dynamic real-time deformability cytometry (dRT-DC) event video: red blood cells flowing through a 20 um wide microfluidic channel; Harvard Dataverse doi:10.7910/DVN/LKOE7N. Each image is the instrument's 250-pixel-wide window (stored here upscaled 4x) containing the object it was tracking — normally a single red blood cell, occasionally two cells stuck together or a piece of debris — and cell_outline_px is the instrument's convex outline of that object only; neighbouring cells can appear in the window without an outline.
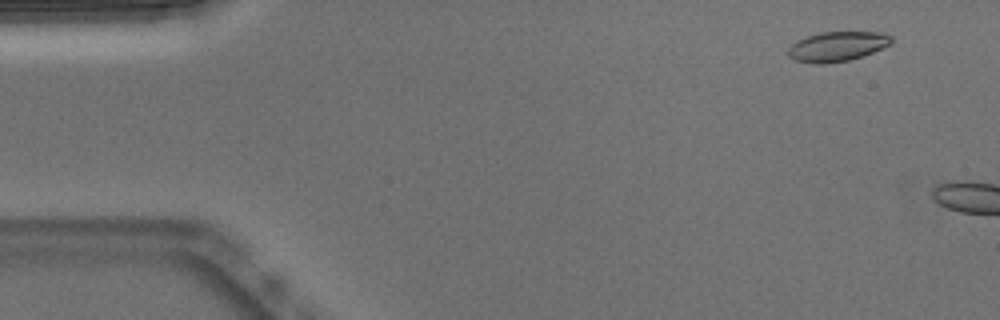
{"species": "Egyptian fruit bat (a non-hibernating species)", "species_latin": "Rousettus aegyptiacus", "temperature_condition": "warm", "stored_images_in_passage": 7, "camera_frame_rate_fps": 3000, "um_per_image_px": 0.085, "animal": {"sex": "male"}, "frame": {"image": 1, "passage_image": 4, "time_ms": 1.0, "image_size_px": [1000, 320], "cell_outline_px": [[892, 44], [884, 48], [848, 60], [824, 64], [812, 64], [796, 60], [788, 56], [788, 48], [796, 40], [820, 32], [880, 32], [892, 36]], "centroid_in_image_um": [71.16, 3.94], "position_along_channel_um": 13.8, "area_um2": 17.92}}